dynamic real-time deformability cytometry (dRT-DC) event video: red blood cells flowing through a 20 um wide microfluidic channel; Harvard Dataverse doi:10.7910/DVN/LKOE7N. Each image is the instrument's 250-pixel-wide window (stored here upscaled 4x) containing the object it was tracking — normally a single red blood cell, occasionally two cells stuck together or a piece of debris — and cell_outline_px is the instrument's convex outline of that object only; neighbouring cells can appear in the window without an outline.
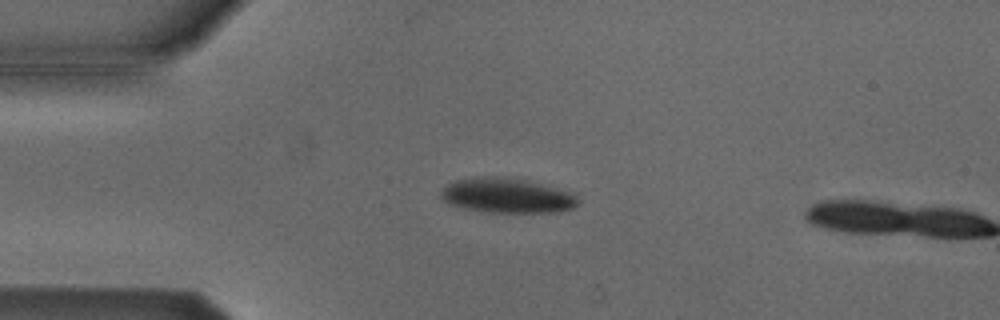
{"species": "Egyptian fruit bat (a non-hibernating species)", "species_latin": "Rousettus aegyptiacus", "temperature_condition": "cold", "stored_images_in_passage": 4, "camera_frame_rate_fps": 3000, "um_per_image_px": 0.085, "animal": {"sex": "male"}, "frame": {"image": 1, "passage_image": 3, "time_ms": 0.667, "image_size_px": [1000, 320], "cell_outline_px": [[576, 204], [572, 208], [560, 212], [484, 212], [464, 208], [448, 204], [440, 196], [440, 192], [448, 184], [456, 180], [484, 176], [504, 176], [524, 180], [540, 184], [568, 192], [576, 200]], "centroid_in_image_um": [43.0, 16.63], "position_along_channel_um": 42.0, "area_um2": 27.34}}